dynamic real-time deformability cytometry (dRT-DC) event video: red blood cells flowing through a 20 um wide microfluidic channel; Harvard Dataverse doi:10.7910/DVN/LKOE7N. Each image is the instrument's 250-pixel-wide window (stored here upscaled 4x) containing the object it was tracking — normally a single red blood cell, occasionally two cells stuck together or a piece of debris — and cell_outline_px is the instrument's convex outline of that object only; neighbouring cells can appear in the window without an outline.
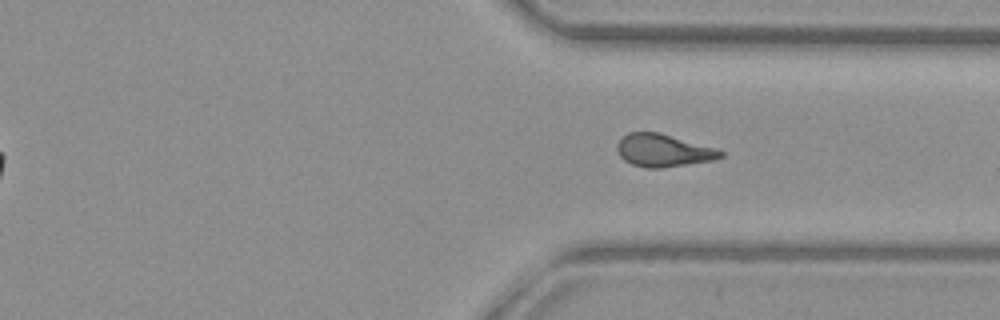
{"species": "common noctule bat (a hibernating species)", "species_latin": "Nyctalus noctula", "temperature_condition": "warm", "stored_images_in_passage": 28, "segment_of_instrument_passage": [2, 2], "camera_frame_rate_fps": 3000, "um_per_image_px": 0.085, "animal": {"sex": "female", "body_mass_g": 29.2, "forearm_length_mm": 56.3}, "frame": {"image": 1, "passage_image": 28, "time_ms": 9.0, "image_size_px": [1000, 320], "cell_outline_px": [[724, 156], [716, 160], [660, 168], [644, 168], [632, 164], [624, 160], [620, 156], [616, 148], [616, 144], [628, 132], [660, 132], [720, 148], [724, 152]], "centroid_in_image_um": [56.44, 12.78], "position_along_channel_um": 355.0, "area_um2": 20.11}}